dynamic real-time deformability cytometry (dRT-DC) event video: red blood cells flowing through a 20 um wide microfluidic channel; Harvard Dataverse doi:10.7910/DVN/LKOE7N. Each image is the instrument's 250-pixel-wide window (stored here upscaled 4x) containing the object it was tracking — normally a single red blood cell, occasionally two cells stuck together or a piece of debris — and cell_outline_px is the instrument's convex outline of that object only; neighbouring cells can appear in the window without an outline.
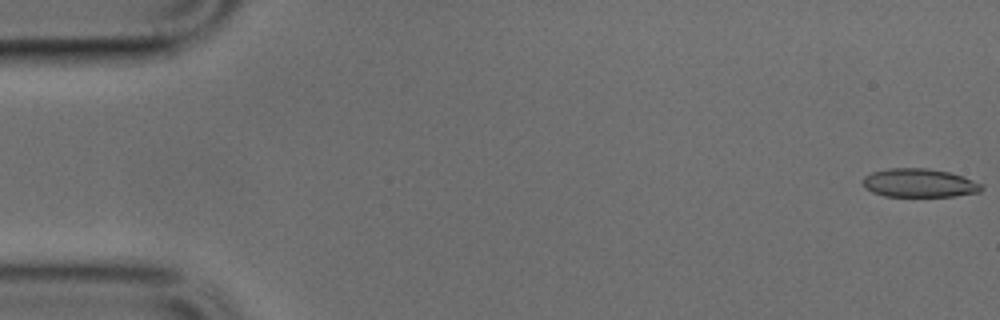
{"species": "common noctule bat (a hibernating species)", "species_latin": "Nyctalus noctula", "temperature_condition": "cold", "stored_images_in_passage": 47, "camera_frame_rate_fps": 3000, "um_per_image_px": 0.085, "animal": {"sex": "male", "body_mass_g": 17.9, "forearm_length_mm": 54.2}, "frame": {"image": 1, "passage_image": 1, "time_ms": 0.0, "image_size_px": [1000, 320], "cell_outline_px": [[984, 188], [980, 192], [956, 196], [884, 196], [872, 192], [864, 188], [864, 176], [872, 172], [888, 168], [928, 168], [948, 172], [964, 176], [984, 184]], "centroid_in_image_um": [78.18, 15.55], "position_along_channel_um": 6.8, "area_um2": 19.94}}
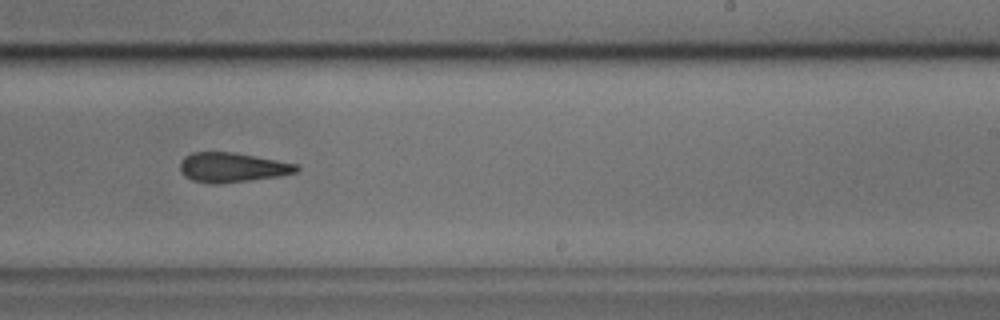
{"frame": {"image": 2, "passage_image": 30, "time_ms": 9.667, "image_size_px": [1000, 320], "cell_outline_px": [[300, 168], [296, 172], [280, 176], [216, 184], [212, 184], [192, 180], [184, 176], [180, 172], [180, 160], [184, 156], [192, 152], [232, 152], [256, 156], [296, 164]], "centroid_in_image_um": [19.69, 14.22], "position_along_channel_um": 269.3, "area_um2": 20.06}}
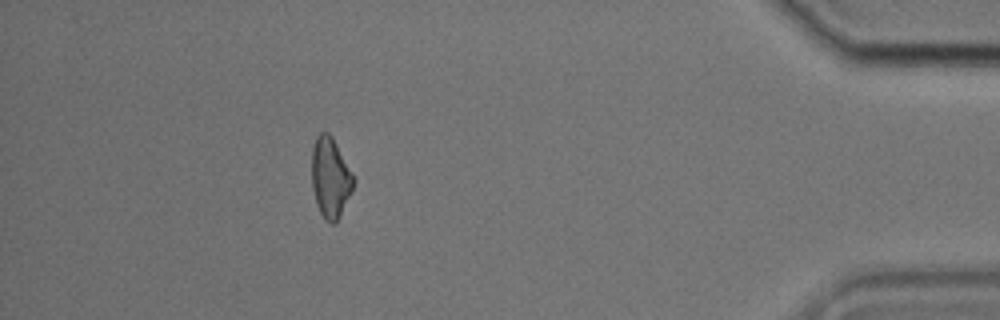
{"frame": {"image": 3, "passage_image": 44, "time_ms": 14.333, "image_size_px": [1000, 320], "cell_outline_px": [[356, 180], [352, 192], [336, 224], [332, 224], [324, 220], [316, 204], [312, 188], [312, 148], [316, 136], [320, 132], [328, 132], [332, 136], [352, 172]], "centroid_in_image_um": [28.09, 15.12], "position_along_channel_um": 407.1, "area_um2": 19.83}}